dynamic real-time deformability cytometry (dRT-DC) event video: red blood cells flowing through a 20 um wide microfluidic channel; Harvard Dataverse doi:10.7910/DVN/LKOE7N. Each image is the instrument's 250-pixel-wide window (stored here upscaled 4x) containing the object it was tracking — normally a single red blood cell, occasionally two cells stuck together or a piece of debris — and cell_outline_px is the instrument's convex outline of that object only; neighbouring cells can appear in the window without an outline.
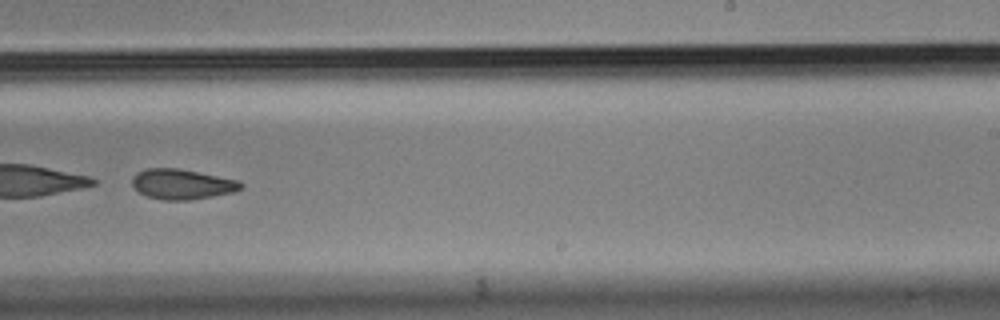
{"species": "Egyptian fruit bat (a non-hibernating species)", "species_latin": "Rousettus aegyptiacus", "temperature_condition": "cold", "stored_images_in_passage": 50, "camera_frame_rate_fps": 3000, "um_per_image_px": 0.085, "animal": {"sex": "male"}, "frame": {"image": 1, "passage_image": 33, "time_ms": 10.667, "image_size_px": [1000, 320], "cell_outline_px": [[244, 188], [232, 192], [212, 196], [188, 200], [164, 200], [148, 196], [140, 192], [132, 184], [132, 176], [136, 172], [144, 168], [180, 168], [240, 180], [244, 184]], "centroid_in_image_um": [15.49, 15.63], "position_along_channel_um": 273.5, "area_um2": 19.25}}